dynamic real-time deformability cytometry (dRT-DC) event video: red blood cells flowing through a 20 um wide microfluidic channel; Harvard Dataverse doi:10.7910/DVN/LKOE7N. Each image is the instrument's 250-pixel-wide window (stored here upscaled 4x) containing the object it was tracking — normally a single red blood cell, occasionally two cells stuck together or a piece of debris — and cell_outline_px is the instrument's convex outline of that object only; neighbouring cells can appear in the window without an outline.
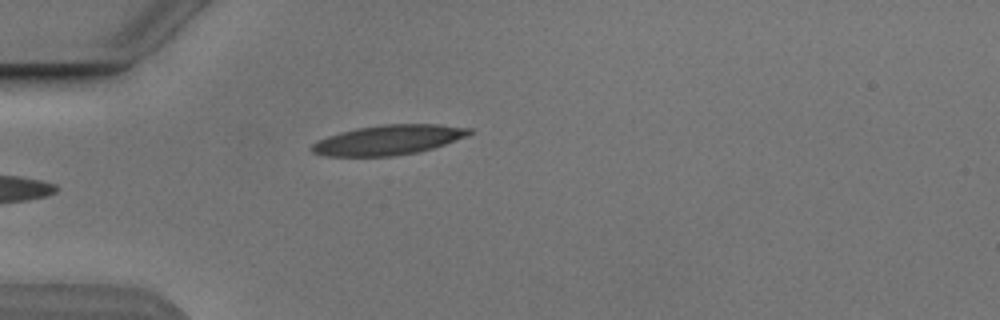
{"species": "Egyptian fruit bat (a non-hibernating species)", "species_latin": "Rousettus aegyptiacus", "temperature_condition": "cold", "stored_images_in_passage": 5, "camera_frame_rate_fps": 3000, "um_per_image_px": 0.085, "animal": {"sex": "male"}, "frame": {"image": 1, "passage_image": 5, "time_ms": 5.0, "image_size_px": [1000, 320], "cell_outline_px": [[472, 132], [468, 136], [420, 152], [392, 156], [324, 156], [312, 152], [308, 148], [316, 140], [340, 132], [356, 128], [384, 124], [440, 124], [472, 128]], "centroid_in_image_um": [32.99, 11.89], "position_along_channel_um": 52.0, "area_um2": 27.57}}